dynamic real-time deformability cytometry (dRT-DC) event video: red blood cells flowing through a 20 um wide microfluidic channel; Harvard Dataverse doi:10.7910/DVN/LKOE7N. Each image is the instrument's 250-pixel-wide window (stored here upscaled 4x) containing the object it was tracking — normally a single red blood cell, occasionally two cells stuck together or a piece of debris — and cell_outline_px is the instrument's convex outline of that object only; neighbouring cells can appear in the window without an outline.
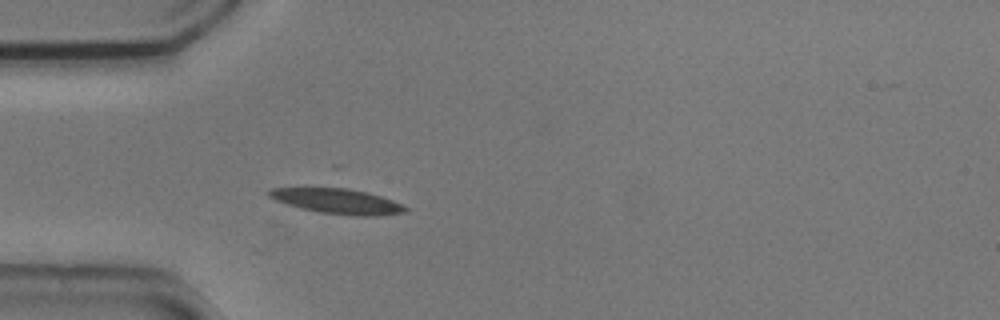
{"species": "common noctule bat (a hibernating species)", "species_latin": "Nyctalus noctula", "temperature_condition": "cold", "stored_images_in_passage": 1, "camera_frame_rate_fps": 3000, "um_per_image_px": 0.085, "animal": {"sex": "male", "body_mass_g": 20.5, "forearm_length_mm": 52.5}, "frame": {"image": 1, "passage_image": 1, "time_ms": 0.0, "image_size_px": [1000, 320], "cell_outline_px": [[408, 212], [380, 216], [352, 216], [320, 212], [300, 208], [276, 200], [268, 196], [268, 188], [336, 184], [368, 192], [392, 200], [408, 208]], "centroid_in_image_um": [28.62, 17.04], "position_along_channel_um": 56.4, "area_um2": 21.21}}